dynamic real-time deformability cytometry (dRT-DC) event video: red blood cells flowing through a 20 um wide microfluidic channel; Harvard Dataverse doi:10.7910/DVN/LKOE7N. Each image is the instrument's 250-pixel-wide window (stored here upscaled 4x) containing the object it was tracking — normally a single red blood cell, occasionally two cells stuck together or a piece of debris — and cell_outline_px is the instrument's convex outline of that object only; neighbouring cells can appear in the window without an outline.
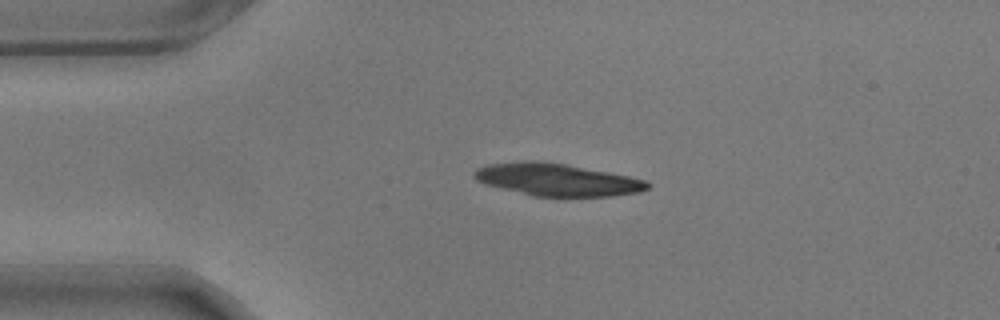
{"species": "common noctule bat (a hibernating species)", "species_latin": "Nyctalus noctula", "temperature_condition": "warm", "stored_images_in_passage": 28, "camera_frame_rate_fps": 3000, "um_per_image_px": 0.085, "animal": {"sex": "male", "body_mass_g": 17.9}, "frame": {"image": 1, "passage_image": 1, "time_ms": 0.0, "image_size_px": [1000, 320], "cell_outline_px": [[652, 184], [648, 188], [640, 192], [612, 196], [532, 196], [484, 184], [476, 180], [472, 176], [472, 172], [488, 164], [520, 160], [540, 160], [564, 164], [608, 172], [648, 180]], "centroid_in_image_um": [47.33, 15.27], "position_along_channel_um": 37.7, "area_um2": 32.83}}